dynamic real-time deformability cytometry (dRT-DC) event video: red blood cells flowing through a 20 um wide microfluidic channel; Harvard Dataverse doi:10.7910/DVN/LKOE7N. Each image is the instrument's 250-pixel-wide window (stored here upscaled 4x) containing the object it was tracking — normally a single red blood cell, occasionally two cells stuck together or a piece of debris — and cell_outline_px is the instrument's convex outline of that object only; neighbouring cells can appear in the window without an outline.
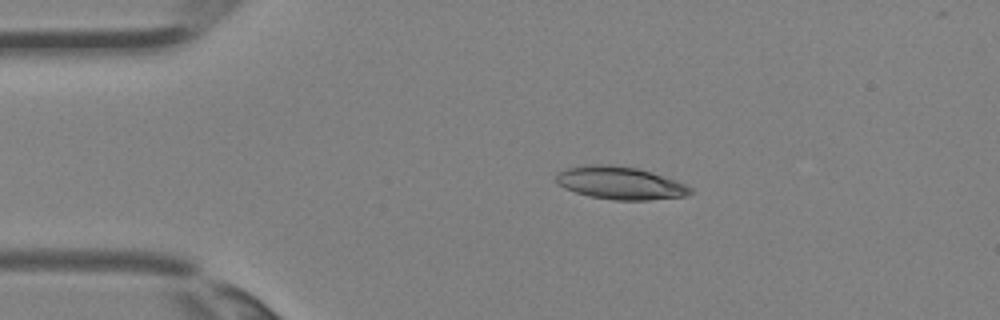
{"species": "Egyptian fruit bat (a non-hibernating species)", "species_latin": "Rousettus aegyptiacus", "temperature_condition": "room temperature", "stored_images_in_passage": 1, "camera_frame_rate_fps": 3000, "um_per_image_px": 0.085, "animal": {"sex": "female"}, "frame": {"image": 1, "passage_image": 1, "time_ms": 0.0, "image_size_px": [1000, 320], "cell_outline_px": [[692, 192], [688, 196], [648, 200], [616, 200], [588, 196], [564, 188], [556, 184], [556, 176], [560, 172], [568, 168], [584, 164], [612, 164], [636, 168], [684, 184], [692, 188]], "centroid_in_image_um": [52.67, 15.56], "position_along_channel_um": 32.3, "area_um2": 25.37}}